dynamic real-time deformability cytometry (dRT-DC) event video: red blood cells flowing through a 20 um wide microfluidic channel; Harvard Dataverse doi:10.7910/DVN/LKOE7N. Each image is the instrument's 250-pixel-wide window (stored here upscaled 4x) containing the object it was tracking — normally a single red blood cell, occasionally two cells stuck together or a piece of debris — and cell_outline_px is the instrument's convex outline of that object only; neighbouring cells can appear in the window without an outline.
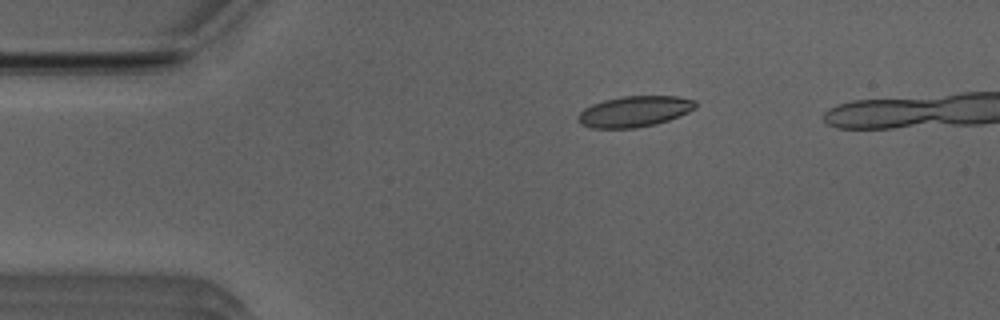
{"species": "Egyptian fruit bat (a non-hibernating species)", "species_latin": "Rousettus aegyptiacus", "temperature_condition": "room temperature", "stored_images_in_passage": 37, "camera_frame_rate_fps": 3000, "um_per_image_px": 0.085, "animal": {"sex": "male"}, "frame": {"image": 1, "passage_image": 3, "time_ms": 0.667, "image_size_px": [1000, 320], "cell_outline_px": [[696, 108], [680, 116], [656, 124], [636, 128], [592, 128], [580, 124], [576, 120], [576, 116], [584, 108], [592, 104], [604, 100], [624, 96], [676, 96], [696, 100]], "centroid_in_image_um": [53.91, 9.48], "position_along_channel_um": 31.1, "area_um2": 21.27}}
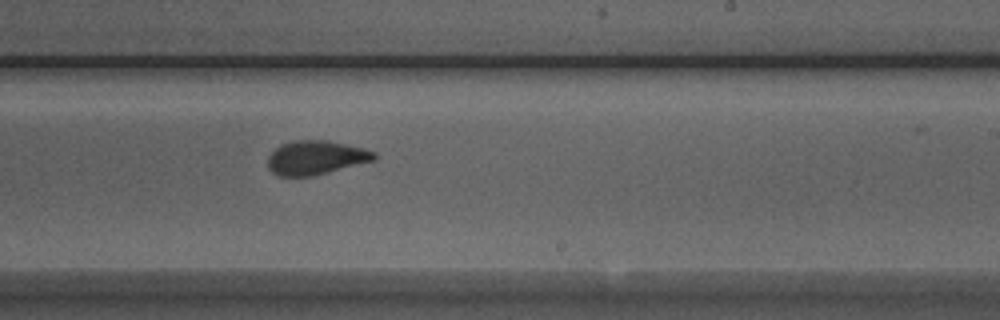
{"frame": {"image": 2, "passage_image": 24, "time_ms": 7.667, "image_size_px": [1000, 320], "cell_outline_px": [[376, 160], [312, 176], [280, 176], [272, 172], [268, 168], [268, 156], [280, 144], [292, 140], [328, 140], [364, 148], [376, 152]], "centroid_in_image_um": [26.85, 13.39], "position_along_channel_um": 262.2, "area_um2": 21.15}}
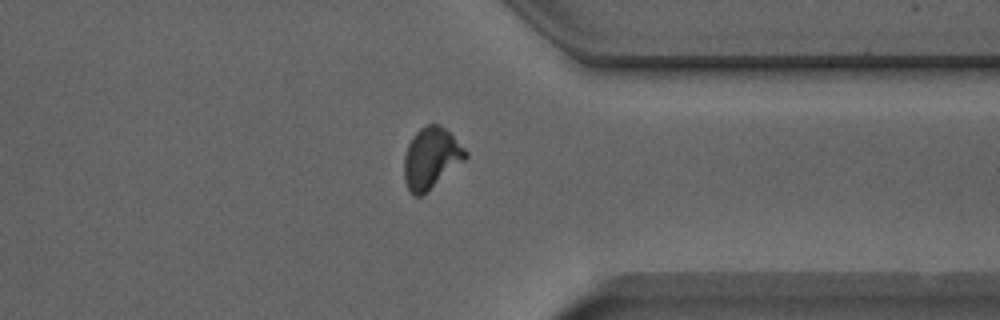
{"frame": {"image": 3, "passage_image": 33, "time_ms": 10.667, "image_size_px": [1000, 320], "cell_outline_px": [[468, 156], [464, 160], [424, 196], [412, 196], [408, 192], [404, 180], [404, 156], [408, 144], [412, 136], [420, 128], [428, 124], [440, 124], [468, 152]], "centroid_in_image_um": [36.61, 13.48], "position_along_channel_um": 374.8, "area_um2": 22.02}, "authors_computed_cell_mechanics": {"area_um2": 21.2704, "velocity_mm_per_s": 3.949, "shape_relaxation_time_tau1_ms": 4.8795, "shape_relaxation_time_tau2_ms": 1.53, "deformation_change_tau1": 0.1632, "deformation_change_tau2": 0.0705}}